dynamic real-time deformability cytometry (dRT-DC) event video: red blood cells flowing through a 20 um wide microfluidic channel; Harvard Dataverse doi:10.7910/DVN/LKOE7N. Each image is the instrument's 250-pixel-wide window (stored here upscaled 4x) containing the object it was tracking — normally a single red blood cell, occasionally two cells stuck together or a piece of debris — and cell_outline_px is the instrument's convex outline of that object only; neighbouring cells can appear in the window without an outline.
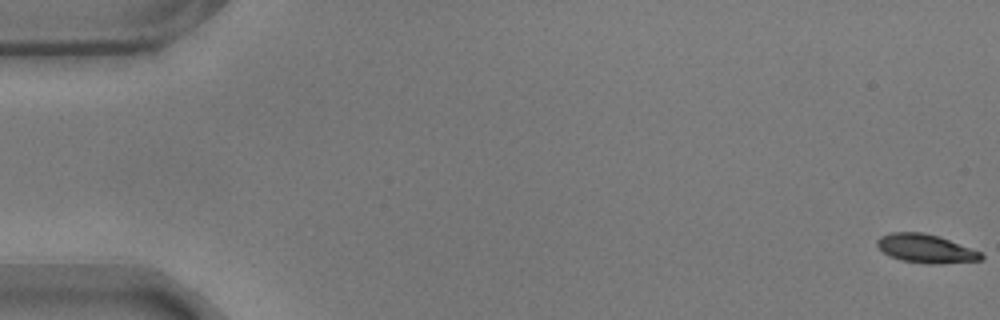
{"species": "common noctule bat (a hibernating species)", "species_latin": "Nyctalus noctula", "temperature_condition": "warm", "stored_images_in_passage": 58, "camera_frame_rate_fps": 3000, "um_per_image_px": 0.085, "animal": {"sex": "male", "body_mass_g": 17.9}, "frame": {"image": 1, "passage_image": 1, "time_ms": 0.0, "image_size_px": [1000, 320], "cell_outline_px": [[984, 256], [980, 260], [940, 264], [928, 264], [900, 260], [884, 252], [876, 244], [876, 240], [880, 236], [888, 232], [924, 232], [940, 236], [980, 252]], "centroid_in_image_um": [78.67, 21.12], "position_along_channel_um": 6.3, "area_um2": 17.34}}
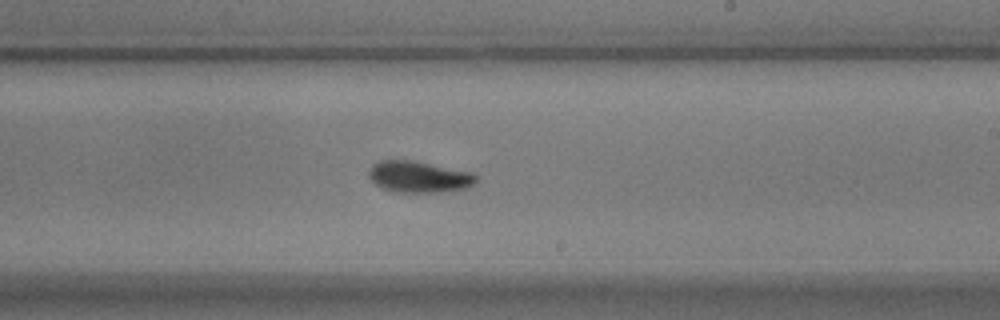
{"frame": {"image": 2, "passage_image": 35, "time_ms": 11.333, "image_size_px": [1000, 320], "cell_outline_px": [[476, 180], [468, 188], [440, 192], [396, 192], [384, 188], [376, 184], [368, 176], [368, 172], [372, 164], [380, 160], [412, 160], [472, 172], [476, 176]], "centroid_in_image_um": [35.59, 15.02], "position_along_channel_um": 253.4, "area_um2": 19.54}}
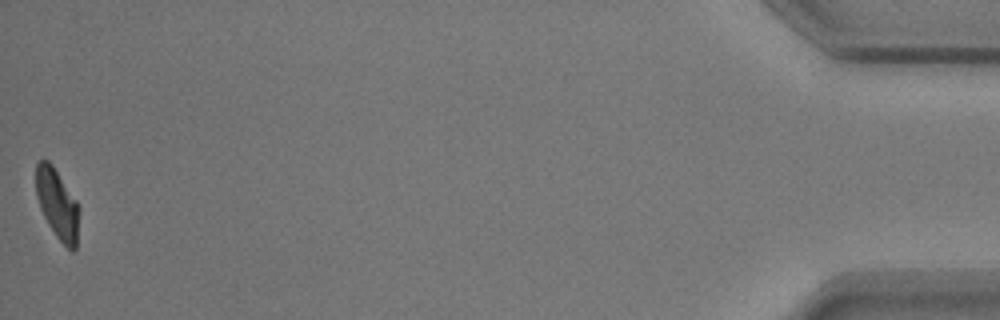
{"frame": {"image": 3, "passage_image": 58, "time_ms": 19.0, "image_size_px": [1000, 320], "cell_outline_px": [[80, 208], [76, 248], [72, 252], [56, 236], [48, 224], [40, 208], [36, 196], [36, 164], [40, 160], [48, 160], [52, 164], [76, 200]], "centroid_in_image_um": [4.88, 17.35], "position_along_channel_um": 430.3, "area_um2": 17.57}, "authors_computed_cell_mechanics": {"area_um2": 18.7561, "velocity_mm_per_s": 3.5316, "shape_relaxation_time_tau1_ms": 3.1145, "shape_relaxation_time_tau2_ms": 3.7163, "deformation_change_tau1": 0.1327, "deformation_change_tau2": 0.0862}}